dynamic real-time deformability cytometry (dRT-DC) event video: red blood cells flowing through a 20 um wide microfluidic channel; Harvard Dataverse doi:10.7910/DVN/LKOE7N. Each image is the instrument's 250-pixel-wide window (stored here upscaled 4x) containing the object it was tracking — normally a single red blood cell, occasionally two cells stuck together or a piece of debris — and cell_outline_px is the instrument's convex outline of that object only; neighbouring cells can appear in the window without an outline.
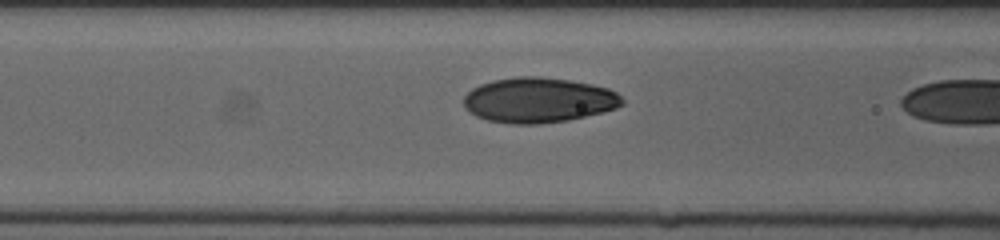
{"species": "human", "species_latin": "Homo sapiens", "temperature_condition": "cold", "stored_images_in_passage": 17, "camera_frame_rate_fps": 3000, "um_per_image_px": 0.085, "donor": {"sex": "female"}, "frame": {"image": 1, "passage_image": 16, "time_ms": 5.0, "image_size_px": [1000, 240], "cell_outline_px": [[624, 104], [616, 108], [604, 112], [568, 120], [540, 124], [512, 124], [488, 120], [476, 116], [464, 104], [464, 96], [472, 88], [480, 84], [492, 80], [520, 76], [540, 76], [568, 80], [592, 84], [608, 88], [616, 92], [624, 100]], "centroid_in_image_um": [45.8, 8.51], "position_along_channel_um": 120.8, "area_um2": 41.67}}